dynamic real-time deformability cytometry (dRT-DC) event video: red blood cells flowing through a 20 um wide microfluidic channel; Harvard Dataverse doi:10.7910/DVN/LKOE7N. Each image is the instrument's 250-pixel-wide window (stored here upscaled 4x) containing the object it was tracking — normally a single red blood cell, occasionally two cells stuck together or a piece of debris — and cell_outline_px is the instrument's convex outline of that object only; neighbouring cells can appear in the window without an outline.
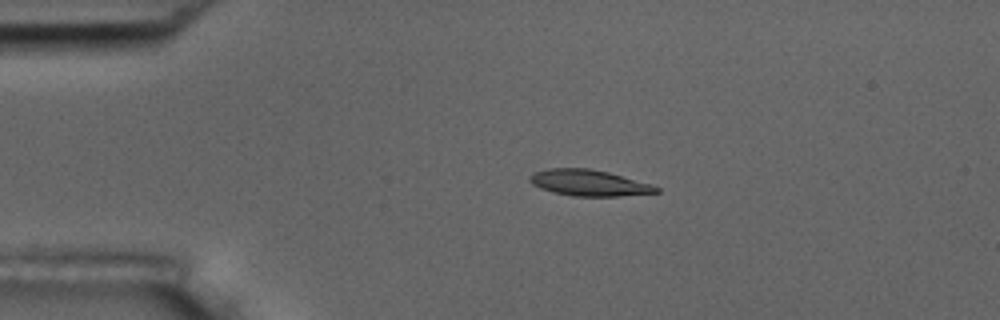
{"species": "common noctule bat (a hibernating species)", "species_latin": "Nyctalus noctula", "temperature_condition": "room temperature", "stored_images_in_passage": 4, "camera_frame_rate_fps": 3000, "um_per_image_px": 0.085, "animal": {"sex": "male", "body_mass_g": 17.5, "forearm_length_mm": 52.3}, "frame": {"image": 1, "passage_image": 3, "time_ms": 3.333, "image_size_px": [1000, 320], "cell_outline_px": [[660, 192], [620, 196], [572, 196], [552, 192], [540, 188], [532, 184], [528, 180], [528, 176], [532, 172], [548, 168], [588, 168], [608, 172], [652, 184], [660, 188]], "centroid_in_image_um": [50.02, 15.54], "position_along_channel_um": 35.0, "area_um2": 19.42}}